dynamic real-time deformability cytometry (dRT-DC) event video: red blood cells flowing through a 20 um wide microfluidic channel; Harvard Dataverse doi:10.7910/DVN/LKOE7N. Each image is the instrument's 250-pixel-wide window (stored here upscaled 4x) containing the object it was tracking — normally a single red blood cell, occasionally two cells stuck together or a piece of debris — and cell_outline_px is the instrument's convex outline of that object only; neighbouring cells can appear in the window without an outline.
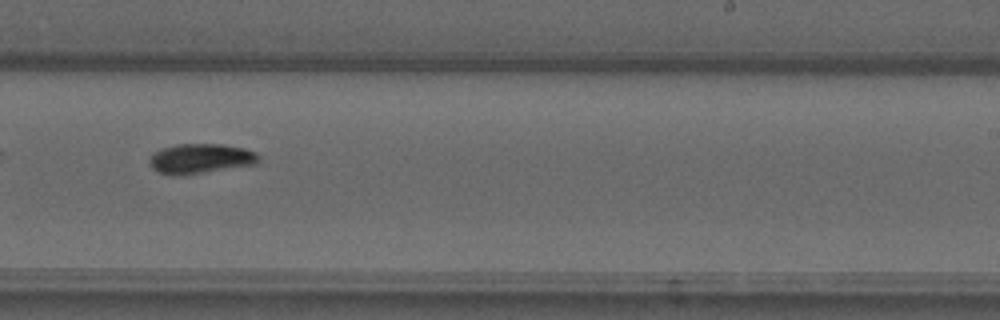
{"species": "common noctule bat (a hibernating species)", "species_latin": "Nyctalus noctula", "temperature_condition": "warm", "stored_images_in_passage": 38, "camera_frame_rate_fps": 3000, "um_per_image_px": 0.085, "animal": {"sex": "male", "forearm_length_mm": 52.5}, "frame": {"image": 1, "passage_image": 17, "time_ms": 5.333, "image_size_px": [1000, 320], "cell_outline_px": [[260, 160], [256, 164], [180, 176], [172, 176], [160, 172], [152, 168], [148, 164], [148, 160], [156, 152], [164, 148], [180, 144], [220, 144], [244, 148], [256, 152], [260, 156]], "centroid_in_image_um": [17.06, 13.49], "position_along_channel_um": 271.9, "area_um2": 18.96}}
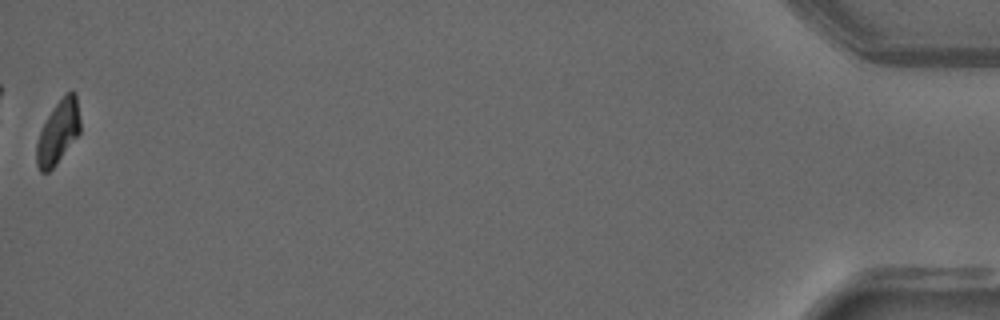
{"frame": {"image": 2, "passage_image": 38, "time_ms": 12.333, "image_size_px": [1000, 320], "cell_outline_px": [[80, 132], [56, 164], [48, 172], [40, 172], [36, 164], [36, 144], [40, 132], [48, 116], [64, 92], [72, 88], [76, 92], [80, 120]], "centroid_in_image_um": [4.95, 11.19], "position_along_channel_um": 430.2, "area_um2": 16.13}}